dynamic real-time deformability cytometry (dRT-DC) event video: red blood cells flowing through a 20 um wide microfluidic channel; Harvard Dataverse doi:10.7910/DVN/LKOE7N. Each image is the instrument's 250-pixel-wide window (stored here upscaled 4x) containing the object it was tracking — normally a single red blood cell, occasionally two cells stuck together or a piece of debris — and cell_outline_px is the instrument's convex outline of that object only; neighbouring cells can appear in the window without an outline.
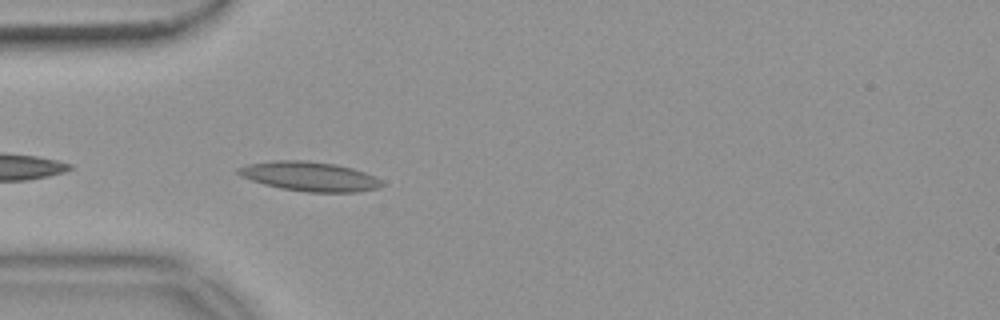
{"species": "common noctule bat (a hibernating species)", "species_latin": "Nyctalus noctula", "temperature_condition": "warm", "stored_images_in_passage": 5, "camera_frame_rate_fps": 3000, "um_per_image_px": 0.085, "animal": {"sex": "female", "body_mass_g": 18.4}, "frame": {"image": 1, "passage_image": 2, "time_ms": 0.333, "image_size_px": [1000, 320], "cell_outline_px": [[384, 184], [380, 188], [356, 192], [308, 192], [280, 188], [264, 184], [240, 176], [236, 172], [236, 168], [248, 164], [280, 160], [304, 160], [336, 164], [352, 168], [376, 176]], "centroid_in_image_um": [26.33, 15.0], "position_along_channel_um": 58.7, "area_um2": 24.62}}